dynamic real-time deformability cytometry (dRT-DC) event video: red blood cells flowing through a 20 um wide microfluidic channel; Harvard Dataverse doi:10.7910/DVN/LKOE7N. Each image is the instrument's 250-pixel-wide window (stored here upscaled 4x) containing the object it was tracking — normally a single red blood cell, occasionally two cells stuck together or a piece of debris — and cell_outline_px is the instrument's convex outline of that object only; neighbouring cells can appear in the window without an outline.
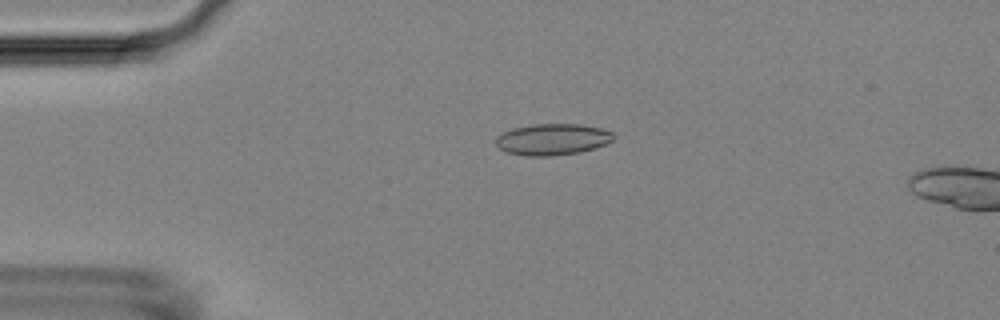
{"species": "Egyptian fruit bat (a non-hibernating species)", "species_latin": "Rousettus aegyptiacus", "temperature_condition": "room temperature", "stored_images_in_passage": 16, "camera_frame_rate_fps": 3000, "um_per_image_px": 0.085, "animal": {"sex": "female"}, "frame": {"image": 1, "passage_image": 12, "time_ms": 3.667, "image_size_px": [1000, 320], "cell_outline_px": [[616, 136], [612, 140], [596, 148], [580, 152], [552, 156], [524, 156], [504, 152], [496, 144], [496, 136], [512, 128], [532, 124], [580, 124], [604, 128], [612, 132]], "centroid_in_image_um": [46.96, 11.85], "position_along_channel_um": 38.0, "area_um2": 21.79}}